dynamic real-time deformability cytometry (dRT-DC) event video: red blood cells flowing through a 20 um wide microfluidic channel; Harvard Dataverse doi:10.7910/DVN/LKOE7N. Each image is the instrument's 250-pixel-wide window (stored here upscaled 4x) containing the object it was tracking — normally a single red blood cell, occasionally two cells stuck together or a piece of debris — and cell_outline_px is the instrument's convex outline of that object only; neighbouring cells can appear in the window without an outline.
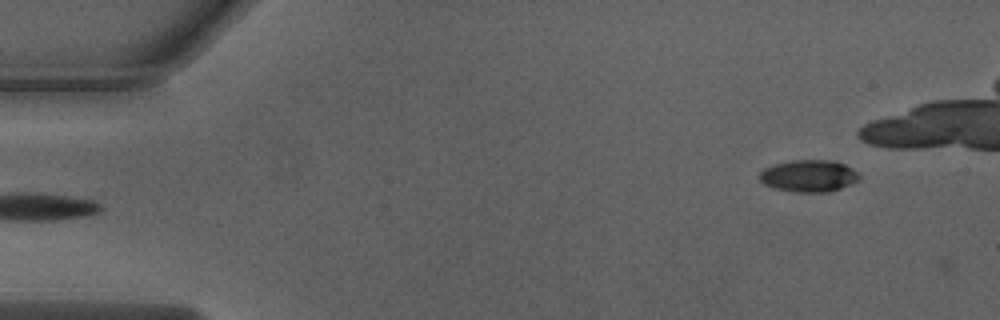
{"species": "Egyptian fruit bat (a non-hibernating species)", "species_latin": "Rousettus aegyptiacus", "temperature_condition": "warm", "stored_images_in_passage": 2, "camera_frame_rate_fps": 3000, "um_per_image_px": 0.085, "animal": {"sex": "male"}, "frame": {"image": 1, "passage_image": 1, "time_ms": 0.0, "image_size_px": [1000, 320], "cell_outline_px": [[860, 180], [852, 184], [828, 192], [800, 192], [776, 188], [764, 184], [760, 180], [760, 172], [764, 168], [772, 164], [792, 160], [828, 160], [844, 164], [860, 172]], "centroid_in_image_um": [68.78, 14.94], "position_along_channel_um": 16.2, "area_um2": 18.61}}